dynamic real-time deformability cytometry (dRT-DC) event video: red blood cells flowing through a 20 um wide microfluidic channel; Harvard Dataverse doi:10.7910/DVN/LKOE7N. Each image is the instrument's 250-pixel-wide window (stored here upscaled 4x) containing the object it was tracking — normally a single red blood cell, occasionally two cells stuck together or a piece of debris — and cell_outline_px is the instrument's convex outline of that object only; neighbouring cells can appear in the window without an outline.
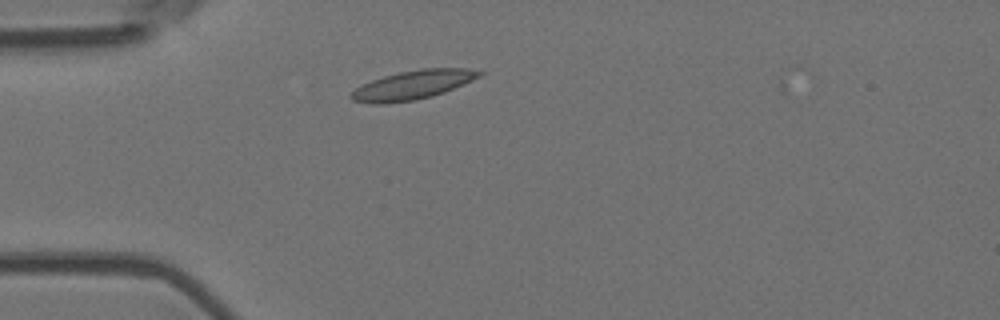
{"species": "Egyptian fruit bat (a non-hibernating species)", "species_latin": "Rousettus aegyptiacus", "temperature_condition": "room temperature", "stored_images_in_passage": 2, "camera_frame_rate_fps": 3000, "um_per_image_px": 0.085, "animal": {"sex": "female"}, "frame": {"image": 1, "passage_image": 2, "time_ms": 0.333, "image_size_px": [1000, 320], "cell_outline_px": [[484, 72], [480, 76], [472, 80], [444, 92], [432, 96], [416, 100], [384, 104], [372, 104], [352, 100], [348, 96], [356, 88], [372, 80], [384, 76], [400, 72], [420, 68], [468, 68]], "centroid_in_image_um": [35.07, 7.22], "position_along_channel_um": 49.9, "area_um2": 21.56}}